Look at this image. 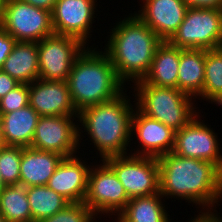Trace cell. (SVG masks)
I'll use <instances>...</instances> for the list:
<instances>
[{"instance_id":"obj_1","label":"cell","mask_w":222,"mask_h":222,"mask_svg":"<svg viewBox=\"0 0 222 222\" xmlns=\"http://www.w3.org/2000/svg\"><path fill=\"white\" fill-rule=\"evenodd\" d=\"M157 159L159 193L164 199L188 201L200 212L218 211L216 206L222 202V170L216 164L172 152Z\"/></svg>"},{"instance_id":"obj_2","label":"cell","mask_w":222,"mask_h":222,"mask_svg":"<svg viewBox=\"0 0 222 222\" xmlns=\"http://www.w3.org/2000/svg\"><path fill=\"white\" fill-rule=\"evenodd\" d=\"M130 91L128 87L113 100L85 108L78 114L79 147H84V141L90 139L88 142L92 143L88 144L94 145L99 160L129 154L133 147L131 122L136 108Z\"/></svg>"},{"instance_id":"obj_3","label":"cell","mask_w":222,"mask_h":222,"mask_svg":"<svg viewBox=\"0 0 222 222\" xmlns=\"http://www.w3.org/2000/svg\"><path fill=\"white\" fill-rule=\"evenodd\" d=\"M124 16L108 29L103 51L117 76L130 87L148 73L162 40L134 13Z\"/></svg>"},{"instance_id":"obj_4","label":"cell","mask_w":222,"mask_h":222,"mask_svg":"<svg viewBox=\"0 0 222 222\" xmlns=\"http://www.w3.org/2000/svg\"><path fill=\"white\" fill-rule=\"evenodd\" d=\"M95 44L86 47L76 58L66 81L78 113L113 100L128 88L117 76L110 58L102 50L103 45L100 50Z\"/></svg>"},{"instance_id":"obj_5","label":"cell","mask_w":222,"mask_h":222,"mask_svg":"<svg viewBox=\"0 0 222 222\" xmlns=\"http://www.w3.org/2000/svg\"><path fill=\"white\" fill-rule=\"evenodd\" d=\"M131 85L129 88H132L131 96H134L136 108L175 132L202 111L196 107L198 103L193 97L178 88L156 87L146 84L142 79Z\"/></svg>"},{"instance_id":"obj_6","label":"cell","mask_w":222,"mask_h":222,"mask_svg":"<svg viewBox=\"0 0 222 222\" xmlns=\"http://www.w3.org/2000/svg\"><path fill=\"white\" fill-rule=\"evenodd\" d=\"M95 161L88 173L84 203L98 220L105 217L109 220L113 217V220L126 207L130 198L114 170L104 160H99L100 164L96 159Z\"/></svg>"},{"instance_id":"obj_7","label":"cell","mask_w":222,"mask_h":222,"mask_svg":"<svg viewBox=\"0 0 222 222\" xmlns=\"http://www.w3.org/2000/svg\"><path fill=\"white\" fill-rule=\"evenodd\" d=\"M222 39V9L188 7L184 20L168 40L180 49L219 48Z\"/></svg>"},{"instance_id":"obj_8","label":"cell","mask_w":222,"mask_h":222,"mask_svg":"<svg viewBox=\"0 0 222 222\" xmlns=\"http://www.w3.org/2000/svg\"><path fill=\"white\" fill-rule=\"evenodd\" d=\"M0 26L17 42H38L54 34L51 12L20 0L0 2Z\"/></svg>"},{"instance_id":"obj_9","label":"cell","mask_w":222,"mask_h":222,"mask_svg":"<svg viewBox=\"0 0 222 222\" xmlns=\"http://www.w3.org/2000/svg\"><path fill=\"white\" fill-rule=\"evenodd\" d=\"M104 161L114 170L129 198L159 193L157 158L127 154Z\"/></svg>"},{"instance_id":"obj_10","label":"cell","mask_w":222,"mask_h":222,"mask_svg":"<svg viewBox=\"0 0 222 222\" xmlns=\"http://www.w3.org/2000/svg\"><path fill=\"white\" fill-rule=\"evenodd\" d=\"M40 80L67 81L76 58L87 47L80 40L52 34L37 42Z\"/></svg>"},{"instance_id":"obj_11","label":"cell","mask_w":222,"mask_h":222,"mask_svg":"<svg viewBox=\"0 0 222 222\" xmlns=\"http://www.w3.org/2000/svg\"><path fill=\"white\" fill-rule=\"evenodd\" d=\"M78 115L41 116L30 148L55 152L64 158L80 153Z\"/></svg>"},{"instance_id":"obj_12","label":"cell","mask_w":222,"mask_h":222,"mask_svg":"<svg viewBox=\"0 0 222 222\" xmlns=\"http://www.w3.org/2000/svg\"><path fill=\"white\" fill-rule=\"evenodd\" d=\"M201 115V116H200ZM201 111L197 113L183 128L175 132L172 153L203 161H210L222 170V151L218 133L211 125L204 123Z\"/></svg>"},{"instance_id":"obj_13","label":"cell","mask_w":222,"mask_h":222,"mask_svg":"<svg viewBox=\"0 0 222 222\" xmlns=\"http://www.w3.org/2000/svg\"><path fill=\"white\" fill-rule=\"evenodd\" d=\"M97 1L57 0L51 13L54 34L74 37L89 47V44L92 43L91 33L96 31L93 30L95 28L93 24L100 13L97 8L101 9V7H97L99 5Z\"/></svg>"},{"instance_id":"obj_14","label":"cell","mask_w":222,"mask_h":222,"mask_svg":"<svg viewBox=\"0 0 222 222\" xmlns=\"http://www.w3.org/2000/svg\"><path fill=\"white\" fill-rule=\"evenodd\" d=\"M134 139L136 141L132 144L134 143L137 149L130 147L129 154L159 158L172 152L175 131L162 122L145 116L135 108L131 122V141Z\"/></svg>"},{"instance_id":"obj_15","label":"cell","mask_w":222,"mask_h":222,"mask_svg":"<svg viewBox=\"0 0 222 222\" xmlns=\"http://www.w3.org/2000/svg\"><path fill=\"white\" fill-rule=\"evenodd\" d=\"M133 13L162 41H168L184 20L188 6L183 0H139ZM138 11V12H137Z\"/></svg>"},{"instance_id":"obj_16","label":"cell","mask_w":222,"mask_h":222,"mask_svg":"<svg viewBox=\"0 0 222 222\" xmlns=\"http://www.w3.org/2000/svg\"><path fill=\"white\" fill-rule=\"evenodd\" d=\"M81 155L82 151L63 158L47 184L70 203L84 202L87 193L88 173L93 162L89 164Z\"/></svg>"},{"instance_id":"obj_17","label":"cell","mask_w":222,"mask_h":222,"mask_svg":"<svg viewBox=\"0 0 222 222\" xmlns=\"http://www.w3.org/2000/svg\"><path fill=\"white\" fill-rule=\"evenodd\" d=\"M29 105L40 116L78 115L66 81L37 79L29 84Z\"/></svg>"},{"instance_id":"obj_18","label":"cell","mask_w":222,"mask_h":222,"mask_svg":"<svg viewBox=\"0 0 222 222\" xmlns=\"http://www.w3.org/2000/svg\"><path fill=\"white\" fill-rule=\"evenodd\" d=\"M63 158L55 152L23 147L19 183L27 187L47 185Z\"/></svg>"},{"instance_id":"obj_19","label":"cell","mask_w":222,"mask_h":222,"mask_svg":"<svg viewBox=\"0 0 222 222\" xmlns=\"http://www.w3.org/2000/svg\"><path fill=\"white\" fill-rule=\"evenodd\" d=\"M180 48L162 41L157 47L151 67L143 77L146 84L156 87L177 88Z\"/></svg>"},{"instance_id":"obj_20","label":"cell","mask_w":222,"mask_h":222,"mask_svg":"<svg viewBox=\"0 0 222 222\" xmlns=\"http://www.w3.org/2000/svg\"><path fill=\"white\" fill-rule=\"evenodd\" d=\"M0 116L4 145L30 147L41 116L30 105L10 113L0 114Z\"/></svg>"},{"instance_id":"obj_21","label":"cell","mask_w":222,"mask_h":222,"mask_svg":"<svg viewBox=\"0 0 222 222\" xmlns=\"http://www.w3.org/2000/svg\"><path fill=\"white\" fill-rule=\"evenodd\" d=\"M165 202L160 193L130 198L113 222H171L174 218L169 215Z\"/></svg>"},{"instance_id":"obj_22","label":"cell","mask_w":222,"mask_h":222,"mask_svg":"<svg viewBox=\"0 0 222 222\" xmlns=\"http://www.w3.org/2000/svg\"><path fill=\"white\" fill-rule=\"evenodd\" d=\"M20 84H31L39 78L37 42H16L2 66Z\"/></svg>"},{"instance_id":"obj_23","label":"cell","mask_w":222,"mask_h":222,"mask_svg":"<svg viewBox=\"0 0 222 222\" xmlns=\"http://www.w3.org/2000/svg\"><path fill=\"white\" fill-rule=\"evenodd\" d=\"M205 50L180 49L177 88L195 100L204 84Z\"/></svg>"},{"instance_id":"obj_24","label":"cell","mask_w":222,"mask_h":222,"mask_svg":"<svg viewBox=\"0 0 222 222\" xmlns=\"http://www.w3.org/2000/svg\"><path fill=\"white\" fill-rule=\"evenodd\" d=\"M27 189L25 184L17 183L0 192V214L7 222H33Z\"/></svg>"},{"instance_id":"obj_25","label":"cell","mask_w":222,"mask_h":222,"mask_svg":"<svg viewBox=\"0 0 222 222\" xmlns=\"http://www.w3.org/2000/svg\"><path fill=\"white\" fill-rule=\"evenodd\" d=\"M27 197L33 222H39L63 210L70 202L47 185L30 186Z\"/></svg>"},{"instance_id":"obj_26","label":"cell","mask_w":222,"mask_h":222,"mask_svg":"<svg viewBox=\"0 0 222 222\" xmlns=\"http://www.w3.org/2000/svg\"><path fill=\"white\" fill-rule=\"evenodd\" d=\"M198 100L222 108V50H205L204 84Z\"/></svg>"},{"instance_id":"obj_27","label":"cell","mask_w":222,"mask_h":222,"mask_svg":"<svg viewBox=\"0 0 222 222\" xmlns=\"http://www.w3.org/2000/svg\"><path fill=\"white\" fill-rule=\"evenodd\" d=\"M23 147L1 146L0 147V176L6 186L20 182V162Z\"/></svg>"},{"instance_id":"obj_28","label":"cell","mask_w":222,"mask_h":222,"mask_svg":"<svg viewBox=\"0 0 222 222\" xmlns=\"http://www.w3.org/2000/svg\"><path fill=\"white\" fill-rule=\"evenodd\" d=\"M98 217L84 203H70L63 210L39 222H98Z\"/></svg>"},{"instance_id":"obj_29","label":"cell","mask_w":222,"mask_h":222,"mask_svg":"<svg viewBox=\"0 0 222 222\" xmlns=\"http://www.w3.org/2000/svg\"><path fill=\"white\" fill-rule=\"evenodd\" d=\"M29 105V84H19L0 99V114L10 113Z\"/></svg>"},{"instance_id":"obj_30","label":"cell","mask_w":222,"mask_h":222,"mask_svg":"<svg viewBox=\"0 0 222 222\" xmlns=\"http://www.w3.org/2000/svg\"><path fill=\"white\" fill-rule=\"evenodd\" d=\"M16 40L0 26V70L8 55L12 52Z\"/></svg>"},{"instance_id":"obj_31","label":"cell","mask_w":222,"mask_h":222,"mask_svg":"<svg viewBox=\"0 0 222 222\" xmlns=\"http://www.w3.org/2000/svg\"><path fill=\"white\" fill-rule=\"evenodd\" d=\"M19 84L20 83L12 78L9 74L0 70V99Z\"/></svg>"},{"instance_id":"obj_32","label":"cell","mask_w":222,"mask_h":222,"mask_svg":"<svg viewBox=\"0 0 222 222\" xmlns=\"http://www.w3.org/2000/svg\"><path fill=\"white\" fill-rule=\"evenodd\" d=\"M188 7L222 9V0H183Z\"/></svg>"},{"instance_id":"obj_33","label":"cell","mask_w":222,"mask_h":222,"mask_svg":"<svg viewBox=\"0 0 222 222\" xmlns=\"http://www.w3.org/2000/svg\"><path fill=\"white\" fill-rule=\"evenodd\" d=\"M220 212H199L197 215H194V218L191 216L188 222H222V216Z\"/></svg>"},{"instance_id":"obj_34","label":"cell","mask_w":222,"mask_h":222,"mask_svg":"<svg viewBox=\"0 0 222 222\" xmlns=\"http://www.w3.org/2000/svg\"><path fill=\"white\" fill-rule=\"evenodd\" d=\"M26 3H29L32 6L41 8L52 13L57 0H20Z\"/></svg>"},{"instance_id":"obj_35","label":"cell","mask_w":222,"mask_h":222,"mask_svg":"<svg viewBox=\"0 0 222 222\" xmlns=\"http://www.w3.org/2000/svg\"><path fill=\"white\" fill-rule=\"evenodd\" d=\"M4 146V135H3V125H2V119L0 116V147Z\"/></svg>"},{"instance_id":"obj_36","label":"cell","mask_w":222,"mask_h":222,"mask_svg":"<svg viewBox=\"0 0 222 222\" xmlns=\"http://www.w3.org/2000/svg\"><path fill=\"white\" fill-rule=\"evenodd\" d=\"M5 186H6V185H5L2 177L0 176V192L4 189Z\"/></svg>"},{"instance_id":"obj_37","label":"cell","mask_w":222,"mask_h":222,"mask_svg":"<svg viewBox=\"0 0 222 222\" xmlns=\"http://www.w3.org/2000/svg\"><path fill=\"white\" fill-rule=\"evenodd\" d=\"M0 222H7L1 214H0Z\"/></svg>"},{"instance_id":"obj_38","label":"cell","mask_w":222,"mask_h":222,"mask_svg":"<svg viewBox=\"0 0 222 222\" xmlns=\"http://www.w3.org/2000/svg\"><path fill=\"white\" fill-rule=\"evenodd\" d=\"M219 48L222 50V39H221V42H220Z\"/></svg>"}]
</instances>
